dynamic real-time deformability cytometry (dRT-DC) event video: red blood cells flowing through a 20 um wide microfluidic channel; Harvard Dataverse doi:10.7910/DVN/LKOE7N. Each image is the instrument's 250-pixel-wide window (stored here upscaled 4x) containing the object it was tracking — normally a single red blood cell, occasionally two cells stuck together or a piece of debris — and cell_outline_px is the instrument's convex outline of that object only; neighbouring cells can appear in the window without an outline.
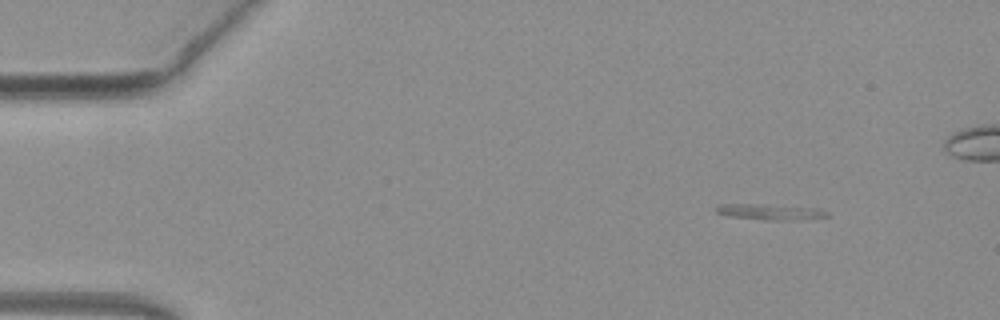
{"species": "common noctule bat (a hibernating species)", "species_latin": "Nyctalus noctula", "temperature_condition": "warm", "stored_images_in_passage": 54, "camera_frame_rate_fps": 3000, "um_per_image_px": 0.085, "animal": {"sex": "female", "body_mass_g": 19.3, "forearm_length_mm": 54.1}, "frame": {"image": 1, "passage_image": 8, "time_ms": 2.333, "image_size_px": [1000, 320], "cell_outline_px": [[828, 216], [800, 220], [764, 220], [728, 216], [716, 212], [716, 208], [720, 204], [756, 204], [816, 208], [828, 212]], "centroid_in_image_um": [65.45, 18.02], "position_along_channel_um": 19.5, "area_um2": 10.06}}